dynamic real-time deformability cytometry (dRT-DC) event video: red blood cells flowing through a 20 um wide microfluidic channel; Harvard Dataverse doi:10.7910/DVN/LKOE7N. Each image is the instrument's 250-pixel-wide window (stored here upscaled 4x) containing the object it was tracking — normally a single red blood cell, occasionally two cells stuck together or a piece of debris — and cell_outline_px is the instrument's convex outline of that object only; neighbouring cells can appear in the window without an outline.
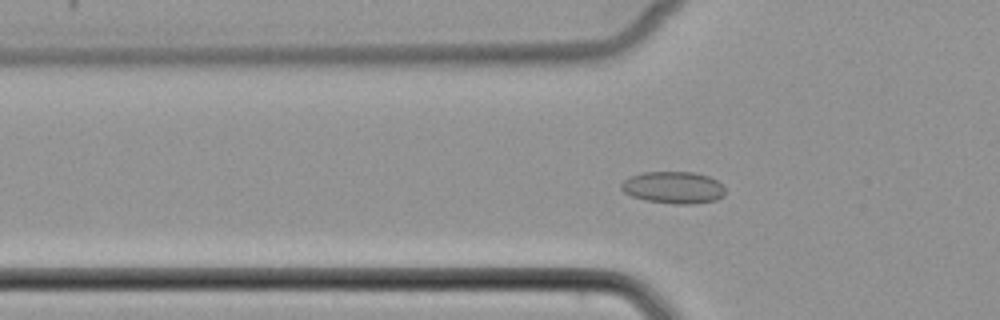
{"species": "common noctule bat (a hibernating species)", "species_latin": "Nyctalus noctula", "temperature_condition": "cold", "stored_images_in_passage": 53, "camera_frame_rate_fps": 3000, "um_per_image_px": 0.085, "animal": {"sex": "female", "body_mass_g": 22.7, "forearm_length_mm": 54.2}, "frame": {"image": 1, "passage_image": 18, "time_ms": 5.667, "image_size_px": [1000, 320], "cell_outline_px": [[724, 196], [716, 200], [692, 204], [676, 204], [644, 200], [632, 196], [624, 192], [620, 188], [620, 184], [624, 180], [632, 176], [644, 172], [692, 172], [708, 176], [716, 180], [724, 188]], "centroid_in_image_um": [57.23, 15.94], "position_along_channel_um": 68.6, "area_um2": 19.31}}
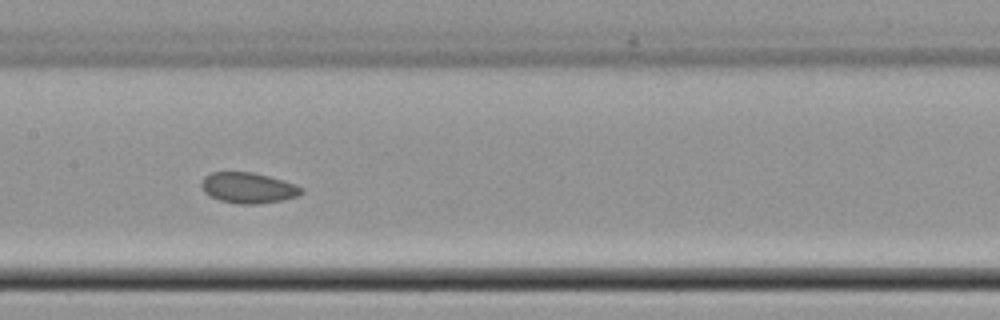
{"frame": {"image": 2, "passage_image": 27, "time_ms": 8.667, "image_size_px": [1000, 320], "cell_outline_px": [[304, 192], [296, 196], [284, 200], [256, 204], [236, 204], [220, 200], [204, 192], [200, 184], [204, 176], [212, 172], [252, 172], [268, 176], [304, 188]], "centroid_in_image_um": [21.07, 15.97], "position_along_channel_um": 186.3, "area_um2": 17.74}}
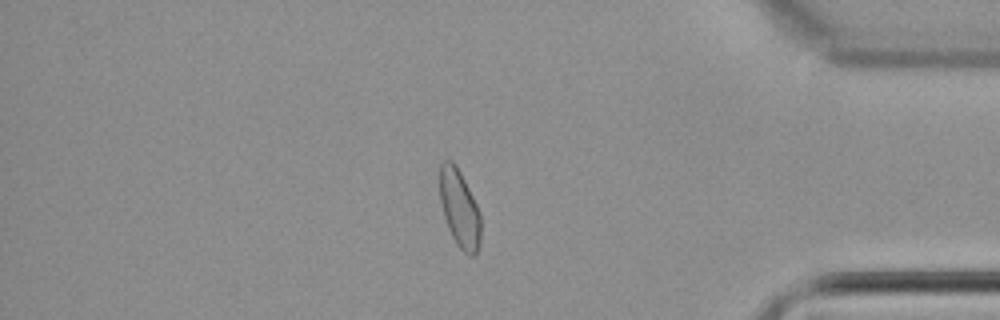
{"frame": {"image": 3, "passage_image": 45, "time_ms": 14.667, "image_size_px": [1000, 320], "cell_outline_px": [[480, 244], [476, 256], [468, 256], [456, 244], [448, 228], [444, 216], [440, 200], [440, 164], [444, 160], [452, 160], [456, 164], [480, 212]], "centroid_in_image_um": [39.06, 17.76], "position_along_channel_um": 396.1, "area_um2": 18.55}}